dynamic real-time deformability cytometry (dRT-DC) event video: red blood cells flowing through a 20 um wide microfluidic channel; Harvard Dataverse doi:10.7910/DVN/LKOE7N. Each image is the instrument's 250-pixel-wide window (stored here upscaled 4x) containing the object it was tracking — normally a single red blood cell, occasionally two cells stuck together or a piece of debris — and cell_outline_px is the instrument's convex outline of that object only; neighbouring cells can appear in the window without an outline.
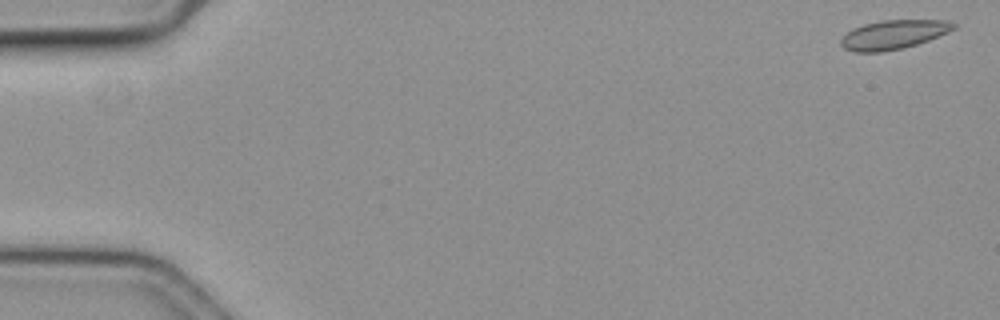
{"species": "common noctule bat (a hibernating species)", "species_latin": "Nyctalus noctula", "temperature_condition": "cold", "stored_images_in_passage": 12, "camera_frame_rate_fps": 3000, "um_per_image_px": 0.085, "animal": {"sex": "female", "body_mass_g": 19.3, "forearm_length_mm": 54.1}, "frame": {"image": 1, "passage_image": 1, "time_ms": 0.0, "image_size_px": [1000, 320], "cell_outline_px": [[956, 28], [948, 32], [928, 40], [904, 48], [884, 52], [852, 52], [844, 48], [840, 44], [840, 40], [852, 28], [864, 24], [880, 20], [948, 20], [956, 24]], "centroid_in_image_um": [75.93, 2.94], "position_along_channel_um": 9.1, "area_um2": 19.19}}